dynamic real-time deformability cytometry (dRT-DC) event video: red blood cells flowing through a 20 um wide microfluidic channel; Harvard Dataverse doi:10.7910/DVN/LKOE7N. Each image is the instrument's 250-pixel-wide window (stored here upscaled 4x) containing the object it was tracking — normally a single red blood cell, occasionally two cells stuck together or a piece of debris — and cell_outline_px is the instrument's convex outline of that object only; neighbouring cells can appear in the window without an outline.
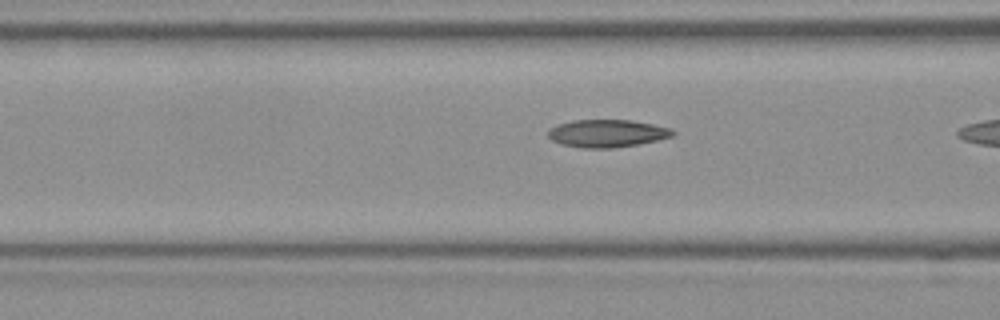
{"species": "Egyptian fruit bat (a non-hibernating species)", "species_latin": "Rousettus aegyptiacus", "temperature_condition": "room temperature", "stored_images_in_passage": 5, "camera_frame_rate_fps": 3000, "um_per_image_px": 0.085, "frame": {"image": 1, "passage_image": 4, "time_ms": 1.0, "image_size_px": [1000, 320], "cell_outline_px": [[676, 132], [672, 136], [640, 144], [612, 148], [580, 148], [560, 144], [552, 140], [548, 136], [548, 128], [556, 124], [572, 120], [632, 120], [672, 128]], "centroid_in_image_um": [51.57, 11.33], "position_along_channel_um": 115.0, "area_um2": 20.29}}